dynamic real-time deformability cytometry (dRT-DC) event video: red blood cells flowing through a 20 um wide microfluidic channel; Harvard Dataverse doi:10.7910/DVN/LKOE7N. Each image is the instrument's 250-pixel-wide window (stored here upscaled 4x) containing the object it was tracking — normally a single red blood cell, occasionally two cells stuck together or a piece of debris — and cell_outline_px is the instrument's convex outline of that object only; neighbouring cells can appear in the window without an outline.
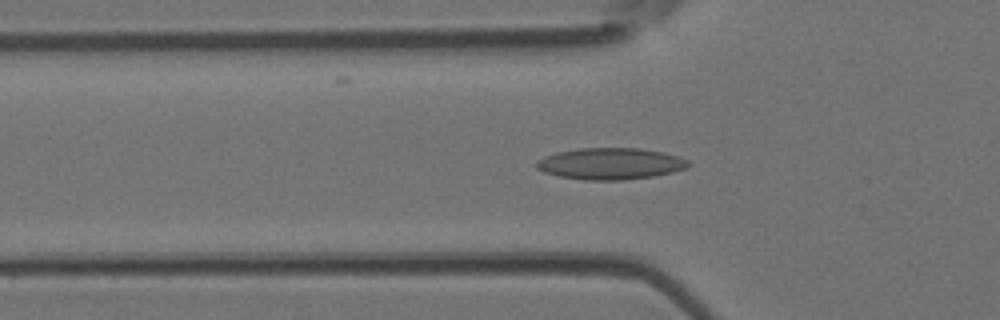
{"species": "Egyptian fruit bat (a non-hibernating species)", "species_latin": "Rousettus aegyptiacus", "temperature_condition": "room temperature", "stored_images_in_passage": 44, "camera_frame_rate_fps": 3000, "um_per_image_px": 0.085, "animal": {"sex": "female"}, "frame": {"image": 1, "passage_image": 15, "time_ms": 4.667, "image_size_px": [1000, 320], "cell_outline_px": [[692, 164], [688, 168], [672, 172], [652, 176], [624, 180], [584, 180], [560, 176], [544, 172], [536, 168], [532, 164], [536, 160], [544, 156], [556, 152], [580, 148], [640, 148], [664, 152], [688, 160]], "centroid_in_image_um": [51.86, 13.91], "position_along_channel_um": 73.9, "area_um2": 28.15}}
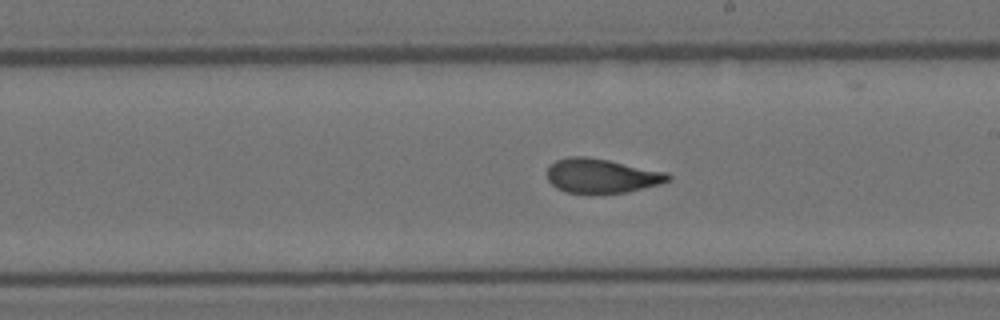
{"frame": {"image": 2, "passage_image": 27, "time_ms": 8.667, "image_size_px": [1000, 320], "cell_outline_px": [[672, 180], [660, 184], [624, 192], [564, 192], [556, 188], [548, 180], [548, 168], [556, 160], [568, 156], [584, 156], [608, 160], [668, 172], [672, 176]], "centroid_in_image_um": [51.16, 14.92], "position_along_channel_um": 237.8, "area_um2": 23.93}}
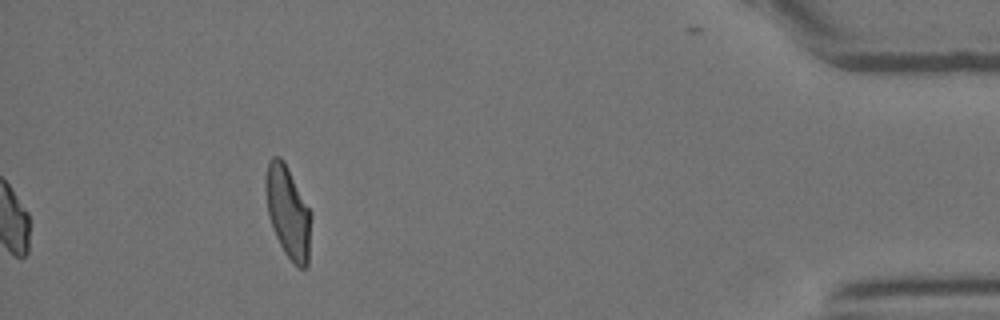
{"frame": {"image": 3, "passage_image": 44, "time_ms": 14.333, "image_size_px": [1000, 320], "cell_outline_px": [[312, 216], [308, 264], [304, 268], [296, 268], [284, 252], [272, 228], [268, 212], [264, 188], [264, 180], [268, 160], [272, 156], [280, 156], [284, 160], [312, 212]], "centroid_in_image_um": [24.48, 18.01], "position_along_channel_um": 410.7, "area_um2": 24.91}, "authors_computed_cell_mechanics": {"area_um2": 24.7962, "velocity_mm_per_s": 4.0766, "shape_relaxation_time_tau1_ms": 6.4606, "shape_relaxation_time_tau2_ms": 1.5839, "deformation_change_tau1": 0.1976, "deformation_change_tau2": 0.0912}}